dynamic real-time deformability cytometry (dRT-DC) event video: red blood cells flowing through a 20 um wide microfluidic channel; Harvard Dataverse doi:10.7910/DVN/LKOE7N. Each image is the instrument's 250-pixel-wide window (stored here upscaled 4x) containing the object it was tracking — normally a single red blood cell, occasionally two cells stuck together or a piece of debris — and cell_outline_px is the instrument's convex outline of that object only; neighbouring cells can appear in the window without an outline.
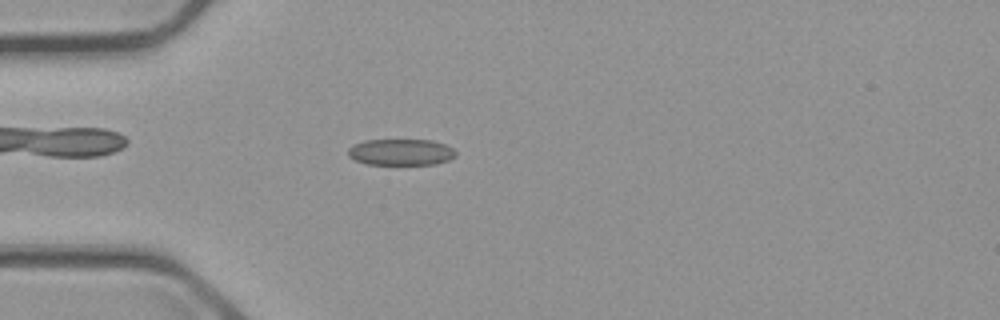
{"species": "common noctule bat (a hibernating species)", "species_latin": "Nyctalus noctula", "temperature_condition": "cold", "stored_images_in_passage": 55, "camera_frame_rate_fps": 3000, "um_per_image_px": 0.085, "animal": {"sex": "male", "body_mass_g": 23.1, "forearm_length_mm": 52.7}, "frame": {"image": 1, "passage_image": 15, "time_ms": 4.667, "image_size_px": [1000, 320], "cell_outline_px": [[456, 156], [448, 160], [436, 164], [368, 164], [356, 160], [348, 156], [348, 148], [352, 144], [364, 140], [432, 140], [444, 144], [452, 148], [456, 152]], "centroid_in_image_um": [34.06, 12.92], "position_along_channel_um": 50.9, "area_um2": 16.53}}
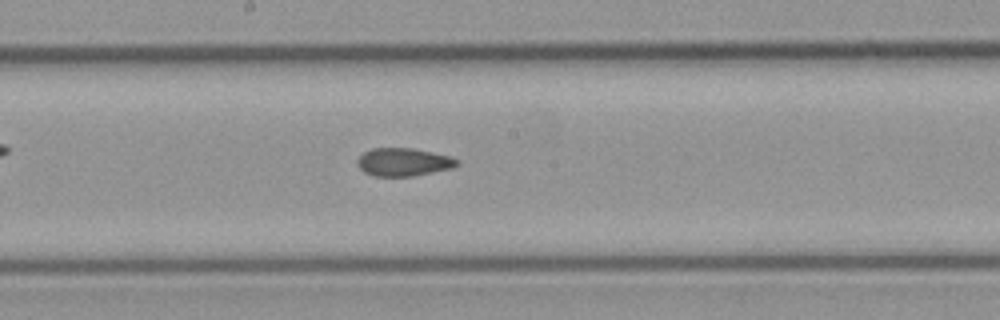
{"frame": {"image": 2, "passage_image": 29, "time_ms": 9.333, "image_size_px": [1000, 320], "cell_outline_px": [[460, 164], [452, 168], [412, 176], [372, 176], [364, 172], [356, 164], [356, 160], [364, 152], [372, 148], [412, 148], [452, 156], [460, 160]], "centroid_in_image_um": [34.31, 13.77], "position_along_channel_um": 213.9, "area_um2": 16.42}}
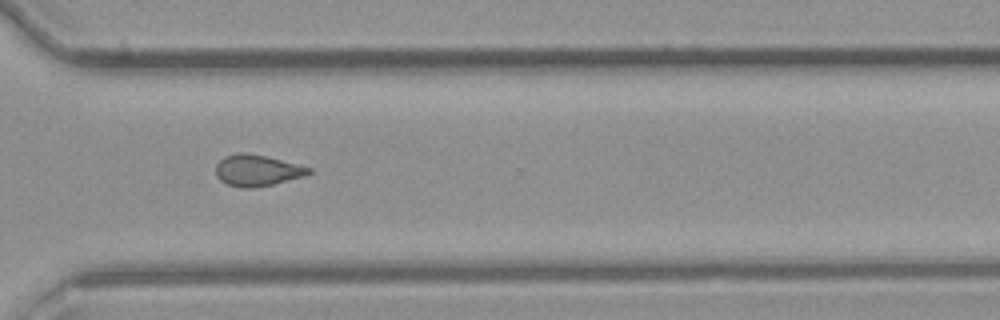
{"frame": {"image": 3, "passage_image": 40, "time_ms": 13.0, "image_size_px": [1000, 320], "cell_outline_px": [[312, 172], [304, 176], [272, 184], [252, 188], [244, 188], [228, 184], [220, 180], [216, 176], [216, 164], [224, 156], [240, 152], [248, 152], [312, 168]], "centroid_in_image_um": [21.83, 14.48], "position_along_channel_um": 348.8, "area_um2": 16.76}, "authors_computed_cell_mechanics": {"area_um2": 16.762, "velocity_mm_per_s": 3.6951, "shape_relaxation_time_tau1_ms": null, "shape_relaxation_time_tau2_ms": 2.6731, "deformation_change_tau1": null, "deformation_change_tau2": 0.0805}}